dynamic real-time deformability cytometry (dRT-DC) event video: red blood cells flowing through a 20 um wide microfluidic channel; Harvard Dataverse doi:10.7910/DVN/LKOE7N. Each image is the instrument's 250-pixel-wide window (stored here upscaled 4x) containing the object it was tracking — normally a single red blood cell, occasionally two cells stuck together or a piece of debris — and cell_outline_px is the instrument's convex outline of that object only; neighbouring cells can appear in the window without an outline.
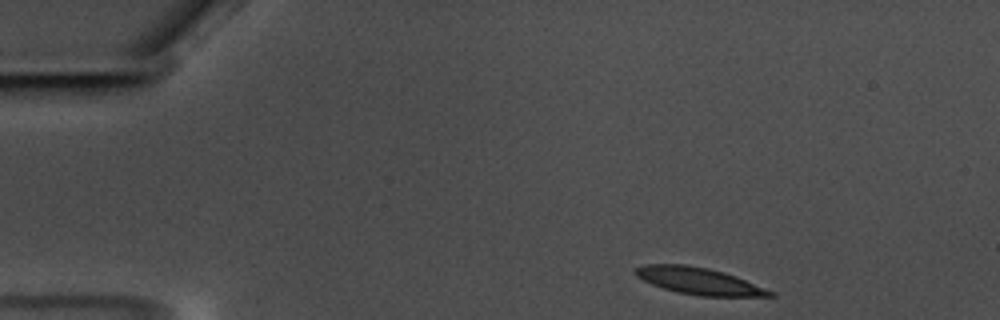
{"species": "common noctule bat (a hibernating species)", "species_latin": "Nyctalus noctula", "temperature_condition": "warm", "stored_images_in_passage": 51, "camera_frame_rate_fps": 3000, "um_per_image_px": 0.085, "animal": {"sex": "male", "body_mass_g": 17.5, "forearm_length_mm": 52.3}, "frame": {"image": 1, "passage_image": 1, "time_ms": 0.0, "image_size_px": [1000, 320], "cell_outline_px": [[776, 296], [700, 296], [676, 292], [652, 284], [636, 276], [636, 268], [644, 264], [684, 264], [708, 268], [724, 272], [776, 292]], "centroid_in_image_um": [59.43, 23.89], "position_along_channel_um": 25.6, "area_um2": 20.87}}
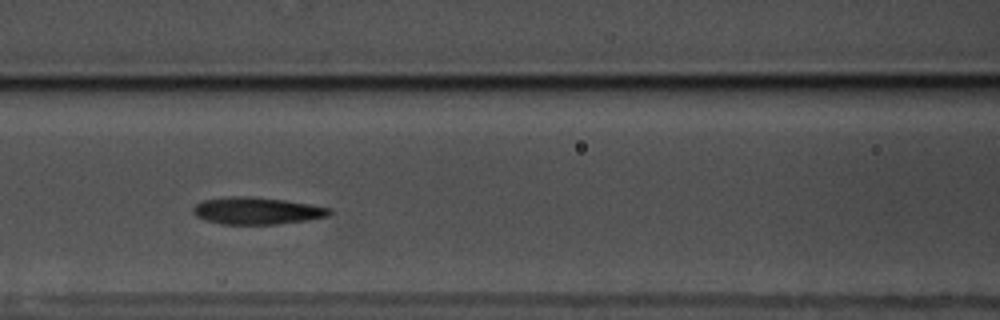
{"frame": {"image": 2, "passage_image": 18, "time_ms": 5.667, "image_size_px": [1000, 320], "cell_outline_px": [[332, 212], [328, 216], [308, 220], [276, 224], [220, 224], [204, 220], [196, 216], [192, 212], [192, 208], [200, 200], [228, 196], [248, 196], [284, 200], [312, 204], [332, 208]], "centroid_in_image_um": [21.81, 17.91], "position_along_channel_um": 144.8, "area_um2": 21.79}}
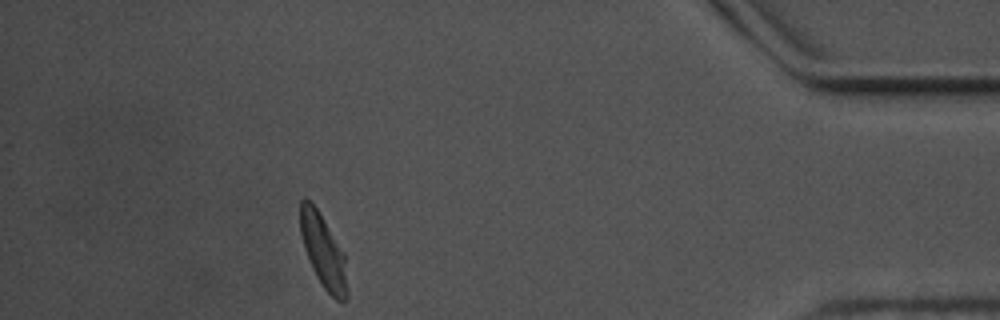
{"frame": {"image": 3, "passage_image": 45, "time_ms": 14.667, "image_size_px": [1000, 320], "cell_outline_px": [[348, 296], [344, 300], [336, 300], [324, 288], [316, 276], [312, 268], [304, 248], [300, 232], [300, 200], [304, 196], [316, 208], [344, 252], [348, 288]], "centroid_in_image_um": [27.48, 21.37], "position_along_channel_um": 407.7, "area_um2": 19.88}, "authors_computed_cell_mechanics": {"area_um2": 21.2126, "velocity_mm_per_s": 3.4747, "shape_relaxation_time_tau1_ms": 4.4997, "shape_relaxation_time_tau2_ms": 2.2188, "deformation_change_tau1": 0.1631, "deformation_change_tau2": 0.0924}}